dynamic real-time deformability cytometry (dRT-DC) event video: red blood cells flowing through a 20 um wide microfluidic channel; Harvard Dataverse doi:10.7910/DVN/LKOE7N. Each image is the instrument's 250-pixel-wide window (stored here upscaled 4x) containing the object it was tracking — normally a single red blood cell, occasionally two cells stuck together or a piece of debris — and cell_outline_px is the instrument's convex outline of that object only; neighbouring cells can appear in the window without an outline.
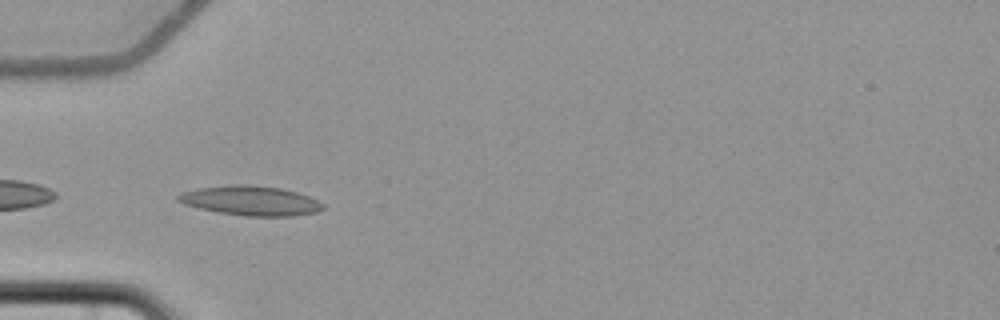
{"species": "common noctule bat (a hibernating species)", "species_latin": "Nyctalus noctula", "temperature_condition": "cold", "stored_images_in_passage": 9, "camera_frame_rate_fps": 3000, "um_per_image_px": 0.085, "animal": {"sex": "female", "body_mass_g": 22.7, "forearm_length_mm": 54.2}, "frame": {"image": 1, "passage_image": 4, "time_ms": 5.0, "image_size_px": [1000, 320], "cell_outline_px": [[324, 208], [316, 212], [292, 216], [244, 216], [220, 212], [200, 208], [184, 204], [176, 200], [176, 196], [184, 192], [200, 188], [236, 184], [244, 184], [280, 188], [296, 192], [308, 196], [324, 204]], "centroid_in_image_um": [21.32, 17.06], "position_along_channel_um": 63.7, "area_um2": 24.62}}
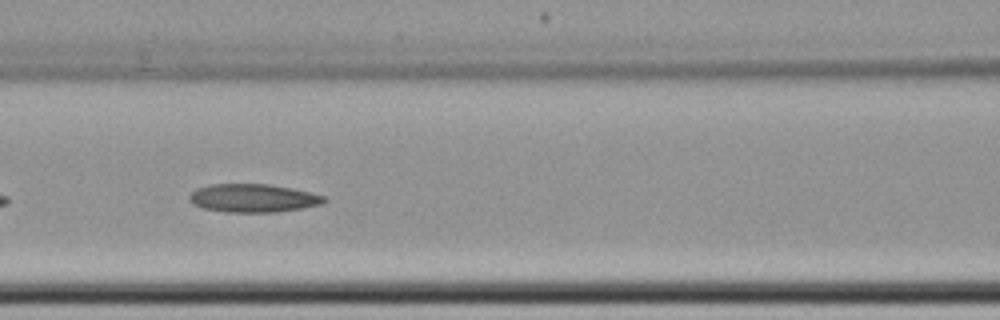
{"frame": {"image": 2, "passage_image": 6, "time_ms": 7.333, "image_size_px": [1000, 320], "cell_outline_px": [[328, 200], [320, 204], [304, 208], [276, 212], [224, 212], [204, 208], [192, 204], [188, 200], [188, 196], [196, 188], [212, 184], [268, 184], [292, 188], [328, 196]], "centroid_in_image_um": [21.53, 16.84], "position_along_channel_um": 145.1, "area_um2": 22.43}}
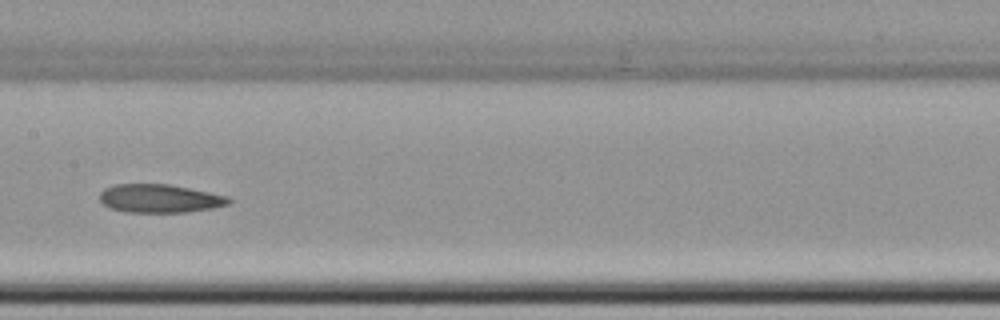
{"frame": {"image": 3, "passage_image": 7, "time_ms": 8.667, "image_size_px": [1000, 320], "cell_outline_px": [[232, 200], [228, 204], [212, 208], [188, 212], [124, 212], [108, 208], [100, 200], [100, 192], [104, 188], [116, 184], [168, 184], [228, 196]], "centroid_in_image_um": [13.54, 16.87], "position_along_channel_um": 193.9, "area_um2": 21.33}}